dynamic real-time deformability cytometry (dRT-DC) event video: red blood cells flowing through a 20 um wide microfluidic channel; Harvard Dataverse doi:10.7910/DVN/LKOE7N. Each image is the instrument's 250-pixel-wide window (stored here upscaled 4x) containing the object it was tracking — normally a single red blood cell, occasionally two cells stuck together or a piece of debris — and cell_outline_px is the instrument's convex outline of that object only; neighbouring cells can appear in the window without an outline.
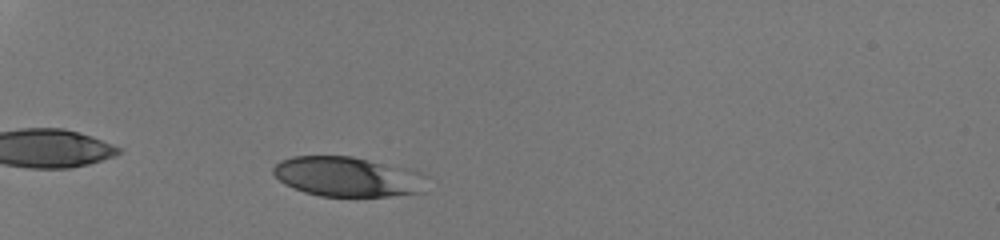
{"species": "human", "species_latin": "Homo sapiens", "temperature_condition": "room temperature", "stored_images_in_passage": 38, "camera_frame_rate_fps": 3000, "um_per_image_px": 0.085, "donor": {"sex": "male"}, "frame": {"image": 1, "passage_image": 9, "time_ms": 2.667, "image_size_px": [1000, 240], "cell_outline_px": [[428, 176], [424, 192], [388, 196], [320, 196], [304, 192], [292, 188], [284, 184], [272, 172], [272, 168], [280, 160], [292, 156], [352, 156], [412, 168], [424, 172]], "centroid_in_image_um": [29.61, 15.01], "position_along_channel_um": 55.4, "area_um2": 36.36}}
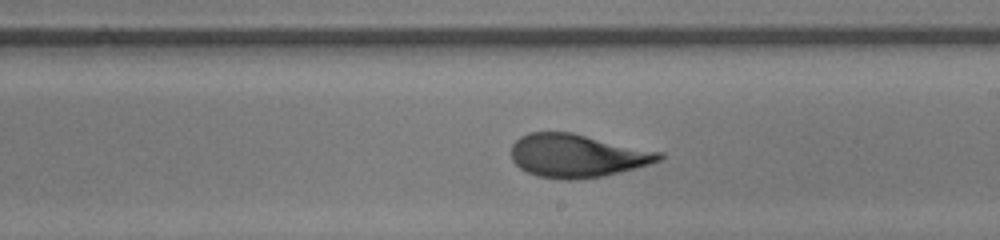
{"frame": {"image": 2, "passage_image": 25, "time_ms": 8.0, "image_size_px": [1000, 240], "cell_outline_px": [[664, 156], [660, 160], [648, 164], [604, 176], [572, 180], [564, 180], [536, 176], [520, 168], [512, 160], [512, 144], [520, 136], [528, 132], [572, 132], [664, 152]], "centroid_in_image_um": [49.05, 13.22], "position_along_channel_um": 239.9, "area_um2": 37.4}}
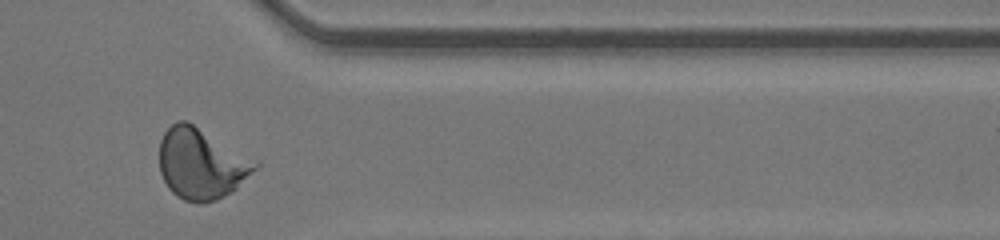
{"frame": {"image": 3, "passage_image": 36, "time_ms": 11.667, "image_size_px": [1000, 240], "cell_outline_px": [[260, 164], [236, 188], [224, 196], [216, 200], [204, 204], [196, 204], [184, 200], [176, 196], [168, 188], [160, 172], [160, 140], [164, 132], [176, 120], [188, 120], [260, 160]], "centroid_in_image_um": [17.13, 13.89], "position_along_channel_um": 394.3, "area_um2": 40.29}, "authors_computed_cell_mechanics": {"area_um2": 36.9053, "velocity_mm_per_s": 4.2766, "shape_relaxation_time_tau1_ms": 7.67, "shape_relaxation_time_tau2_ms": 0.6328, "deformation_change_tau1": 0.2391, "deformation_change_tau2": 0.0682}}